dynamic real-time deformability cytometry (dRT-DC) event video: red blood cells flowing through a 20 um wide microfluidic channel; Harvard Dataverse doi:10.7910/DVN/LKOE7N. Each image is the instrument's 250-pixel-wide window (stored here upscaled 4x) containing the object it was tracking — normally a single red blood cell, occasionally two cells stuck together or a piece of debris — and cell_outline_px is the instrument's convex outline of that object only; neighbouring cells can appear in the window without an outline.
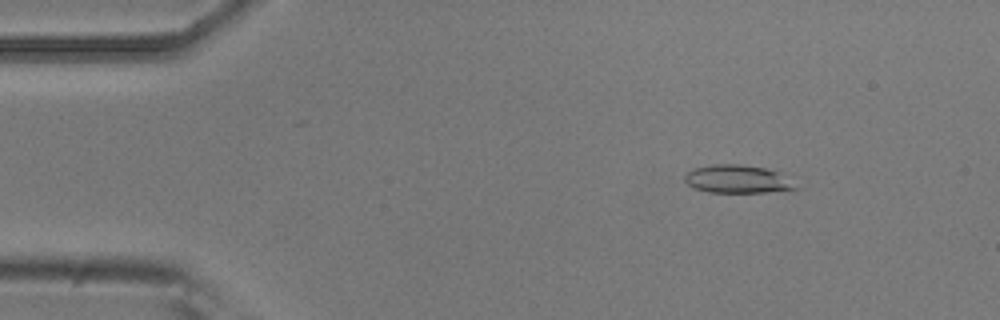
{"species": "common noctule bat (a hibernating species)", "species_latin": "Nyctalus noctula", "temperature_condition": "room temperature", "stored_images_in_passage": 54, "camera_frame_rate_fps": 3000, "um_per_image_px": 0.085, "animal": {"sex": "male", "body_mass_g": 20.5, "forearm_length_mm": 52.5}, "frame": {"image": 1, "passage_image": 7, "time_ms": 2.0, "image_size_px": [1000, 320], "cell_outline_px": [[800, 188], [764, 192], [708, 192], [692, 188], [684, 180], [684, 176], [692, 168], [712, 164], [740, 164], [764, 168], [780, 172]], "centroid_in_image_um": [62.64, 15.22], "position_along_channel_um": 22.4, "area_um2": 18.15}}
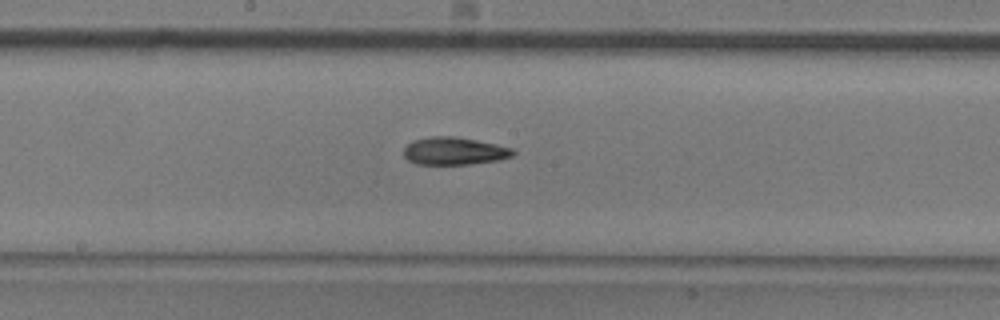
{"frame": {"image": 2, "passage_image": 28, "time_ms": 9.0, "image_size_px": [1000, 320], "cell_outline_px": [[516, 152], [512, 156], [500, 160], [468, 164], [416, 164], [408, 160], [404, 156], [404, 148], [412, 140], [428, 136], [452, 136], [476, 140], [496, 144], [512, 148]], "centroid_in_image_um": [38.6, 12.83], "position_along_channel_um": 209.6, "area_um2": 17.63}}
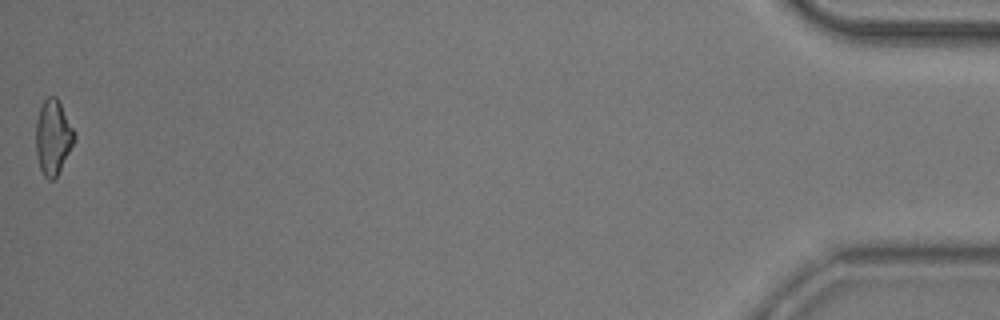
{"frame": {"image": 3, "passage_image": 54, "time_ms": 17.667, "image_size_px": [1000, 320], "cell_outline_px": [[76, 140], [56, 176], [52, 180], [48, 180], [44, 176], [40, 168], [36, 156], [36, 120], [40, 108], [44, 100], [48, 96], [56, 96], [76, 132]], "centroid_in_image_um": [4.52, 11.65], "position_along_channel_um": 430.7, "area_um2": 16.82}, "authors_computed_cell_mechanics": {"area_um2": 17.5423, "velocity_mm_per_s": 3.6915, "shape_relaxation_time_tau1_ms": 8.3677, "shape_relaxation_time_tau2_ms": 5.8675, "deformation_change_tau1": 0.1935, "deformation_change_tau2": 0.1545}}